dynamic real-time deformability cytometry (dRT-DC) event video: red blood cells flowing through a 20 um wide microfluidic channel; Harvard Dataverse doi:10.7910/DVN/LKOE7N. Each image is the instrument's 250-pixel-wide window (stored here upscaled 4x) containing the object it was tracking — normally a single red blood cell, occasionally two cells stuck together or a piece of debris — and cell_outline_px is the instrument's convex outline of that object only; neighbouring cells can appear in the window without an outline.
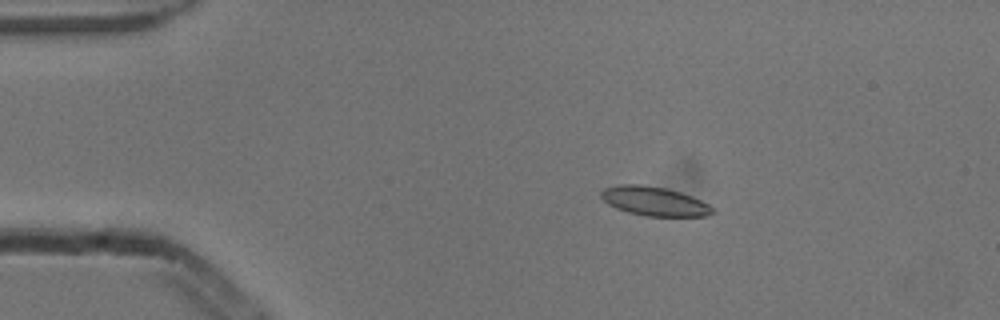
{"species": "common noctule bat (a hibernating species)", "species_latin": "Nyctalus noctula", "temperature_condition": "cold", "stored_images_in_passage": 7, "camera_frame_rate_fps": 3000, "um_per_image_px": 0.085, "animal": {"sex": "male", "body_mass_g": 13.3}, "frame": {"image": 1, "passage_image": 3, "time_ms": 0.667, "image_size_px": [1000, 320], "cell_outline_px": [[716, 212], [708, 216], [644, 216], [628, 212], [616, 208], [608, 204], [600, 196], [600, 192], [604, 188], [620, 184], [640, 184], [664, 188], [680, 192], [692, 196], [716, 208]], "centroid_in_image_um": [55.64, 17.11], "position_along_channel_um": 29.4, "area_um2": 19.02}}
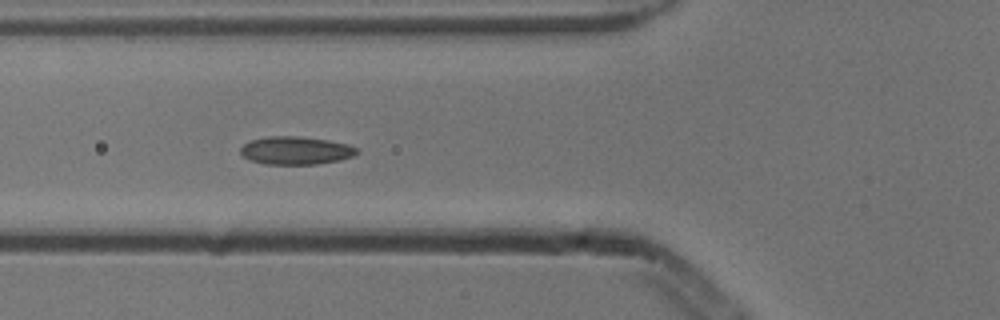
{"frame": {"image": 2, "passage_image": 6, "time_ms": 1.667, "image_size_px": [1000, 320], "cell_outline_px": [[360, 152], [352, 156], [340, 160], [316, 164], [264, 164], [248, 160], [240, 152], [240, 148], [248, 140], [268, 136], [300, 136], [328, 140], [348, 144], [356, 148]], "centroid_in_image_um": [25.11, 12.79], "position_along_channel_um": 100.7, "area_um2": 19.13}}
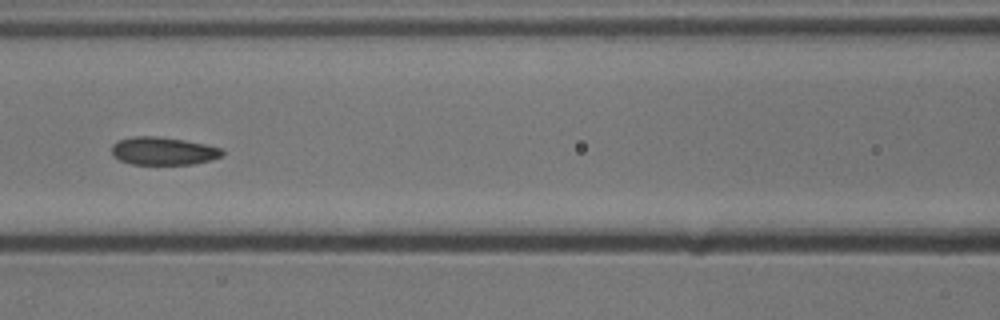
{"frame": {"image": 3, "passage_image": 7, "time_ms": 2.0, "image_size_px": [1000, 320], "cell_outline_px": [[224, 152], [220, 156], [208, 160], [192, 164], [132, 164], [120, 160], [112, 156], [112, 144], [120, 140], [132, 136], [156, 136], [184, 140], [204, 144], [220, 148]], "centroid_in_image_um": [13.82, 12.83], "position_along_channel_um": 152.8, "area_um2": 17.74}}